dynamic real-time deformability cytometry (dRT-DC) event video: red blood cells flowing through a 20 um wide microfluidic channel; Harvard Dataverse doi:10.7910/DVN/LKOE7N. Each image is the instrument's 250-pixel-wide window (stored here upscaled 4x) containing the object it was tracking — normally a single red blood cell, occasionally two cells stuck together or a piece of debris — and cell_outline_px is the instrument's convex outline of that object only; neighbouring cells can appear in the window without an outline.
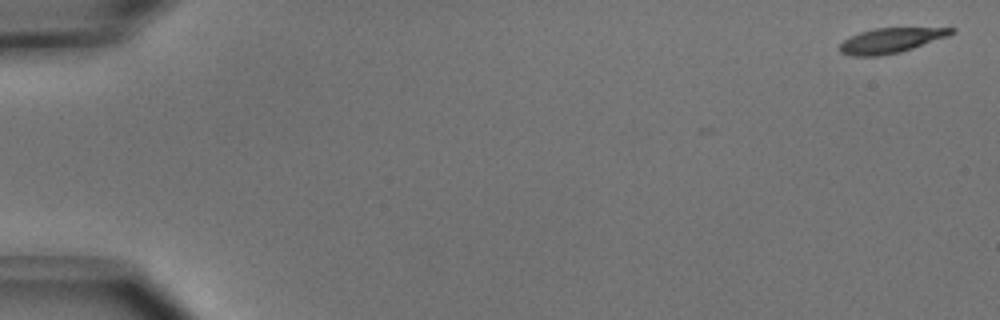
{"species": "common noctule bat (a hibernating species)", "species_latin": "Nyctalus noctula", "temperature_condition": "cold", "stored_images_in_passage": 9, "camera_frame_rate_fps": 3000, "um_per_image_px": 0.085, "animal": {"sex": "male", "body_mass_g": 15.6}, "frame": {"image": 1, "passage_image": 1, "time_ms": 0.0, "image_size_px": [1000, 320], "cell_outline_px": [[956, 32], [948, 36], [900, 52], [880, 56], [852, 56], [840, 52], [840, 44], [844, 40], [860, 32], [876, 28], [956, 28]], "centroid_in_image_um": [75.72, 3.44], "position_along_channel_um": 9.3, "area_um2": 16.01}}